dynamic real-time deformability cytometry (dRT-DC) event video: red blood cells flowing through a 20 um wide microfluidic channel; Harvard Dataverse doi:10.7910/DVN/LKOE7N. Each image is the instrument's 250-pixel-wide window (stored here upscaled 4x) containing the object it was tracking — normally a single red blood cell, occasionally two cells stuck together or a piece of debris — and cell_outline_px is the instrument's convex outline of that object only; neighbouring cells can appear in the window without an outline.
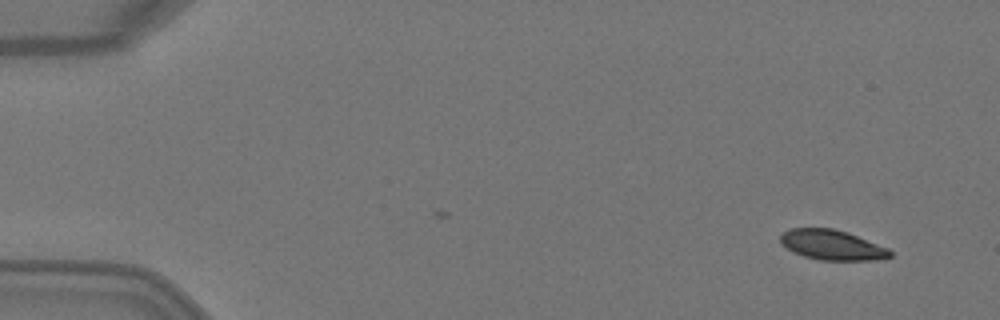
{"species": "Egyptian fruit bat (a non-hibernating species)", "species_latin": "Rousettus aegyptiacus", "temperature_condition": "warm", "stored_images_in_passage": 2, "camera_frame_rate_fps": 3000, "um_per_image_px": 0.085, "animal": {"sex": "female"}, "frame": {"image": 1, "passage_image": 1, "time_ms": 0.0, "image_size_px": [1000, 320], "cell_outline_px": [[892, 256], [876, 260], [820, 260], [804, 256], [792, 252], [780, 240], [780, 236], [784, 232], [792, 228], [832, 228], [848, 232], [888, 248], [892, 252]], "centroid_in_image_um": [70.74, 20.82], "position_along_channel_um": 14.3, "area_um2": 19.07}}